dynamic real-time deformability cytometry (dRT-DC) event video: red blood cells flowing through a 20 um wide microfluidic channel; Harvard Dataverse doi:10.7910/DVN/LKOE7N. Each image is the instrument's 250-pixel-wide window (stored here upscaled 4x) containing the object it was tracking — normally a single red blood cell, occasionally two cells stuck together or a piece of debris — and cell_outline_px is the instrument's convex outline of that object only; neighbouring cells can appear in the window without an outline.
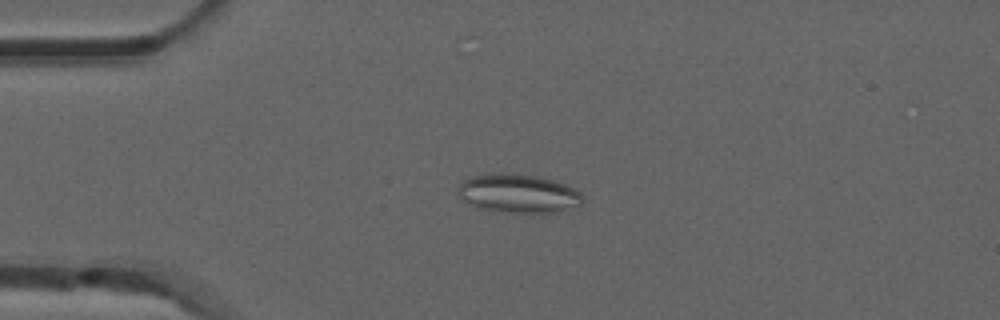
{"species": "common noctule bat (a hibernating species)", "species_latin": "Nyctalus noctula", "temperature_condition": "room temperature", "stored_images_in_passage": 4, "camera_frame_rate_fps": 3000, "um_per_image_px": 0.085, "animal": {"sex": "male", "forearm_length_mm": 52.5}, "frame": {"image": 1, "passage_image": 3, "time_ms": 0.667, "image_size_px": [1000, 320], "cell_outline_px": [[584, 200], [580, 204], [556, 212], [540, 216], [480, 208], [464, 200], [456, 192], [456, 188], [464, 180], [472, 176], [536, 176], [556, 180], [576, 188], [584, 196]], "centroid_in_image_um": [44.16, 16.51], "position_along_channel_um": 40.8, "area_um2": 27.74}}